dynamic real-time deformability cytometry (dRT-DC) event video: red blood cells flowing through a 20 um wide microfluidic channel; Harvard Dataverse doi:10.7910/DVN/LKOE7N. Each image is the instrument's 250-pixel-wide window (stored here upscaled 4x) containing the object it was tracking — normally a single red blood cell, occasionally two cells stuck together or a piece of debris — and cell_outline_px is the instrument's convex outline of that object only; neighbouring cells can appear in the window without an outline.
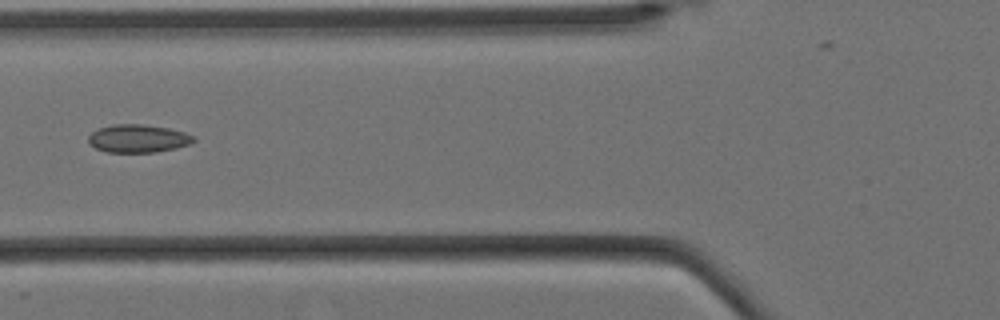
{"species": "Egyptian fruit bat (a non-hibernating species)", "species_latin": "Rousettus aegyptiacus", "temperature_condition": "cold", "stored_images_in_passage": 16, "camera_frame_rate_fps": 3000, "um_per_image_px": 0.085, "animal": {"sex": "female"}, "frame": {"image": 1, "passage_image": 6, "time_ms": 1.667, "image_size_px": [1000, 320], "cell_outline_px": [[196, 140], [188, 144], [176, 148], [156, 152], [104, 152], [88, 144], [88, 136], [92, 132], [100, 128], [112, 124], [144, 124], [168, 128], [184, 132], [196, 136]], "centroid_in_image_um": [11.72, 11.77], "position_along_channel_um": 114.1, "area_um2": 17.28}}
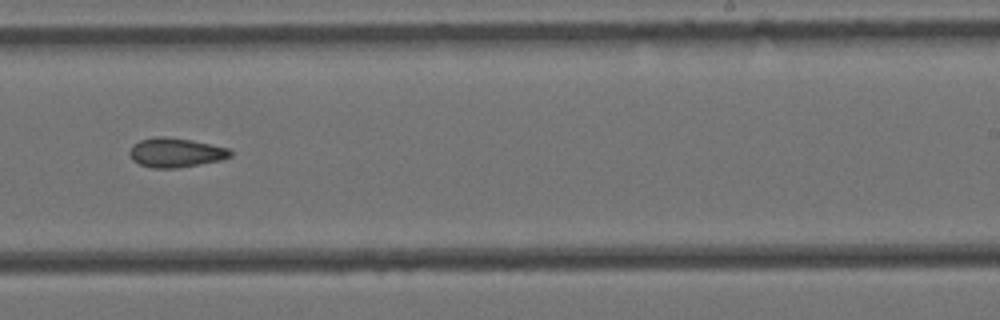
{"frame": {"image": 2, "passage_image": 10, "time_ms": 3.0, "image_size_px": [1000, 320], "cell_outline_px": [[232, 156], [220, 160], [176, 168], [152, 168], [140, 164], [132, 160], [128, 152], [132, 144], [140, 140], [156, 136], [164, 136], [192, 140], [228, 148], [232, 152]], "centroid_in_image_um": [14.89, 12.96], "position_along_channel_um": 274.1, "area_um2": 17.22}}
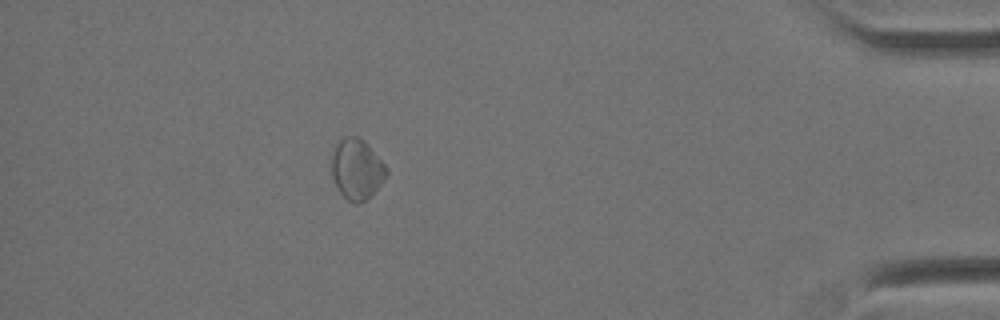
{"frame": {"image": 3, "passage_image": 14, "time_ms": 4.333, "image_size_px": [1000, 320], "cell_outline_px": [[388, 172], [380, 184], [368, 200], [360, 204], [356, 204], [348, 200], [340, 192], [332, 176], [332, 156], [336, 140], [344, 136], [356, 136], [364, 140], [388, 168]], "centroid_in_image_um": [30.32, 14.37], "position_along_channel_um": 404.9, "area_um2": 19.42}}